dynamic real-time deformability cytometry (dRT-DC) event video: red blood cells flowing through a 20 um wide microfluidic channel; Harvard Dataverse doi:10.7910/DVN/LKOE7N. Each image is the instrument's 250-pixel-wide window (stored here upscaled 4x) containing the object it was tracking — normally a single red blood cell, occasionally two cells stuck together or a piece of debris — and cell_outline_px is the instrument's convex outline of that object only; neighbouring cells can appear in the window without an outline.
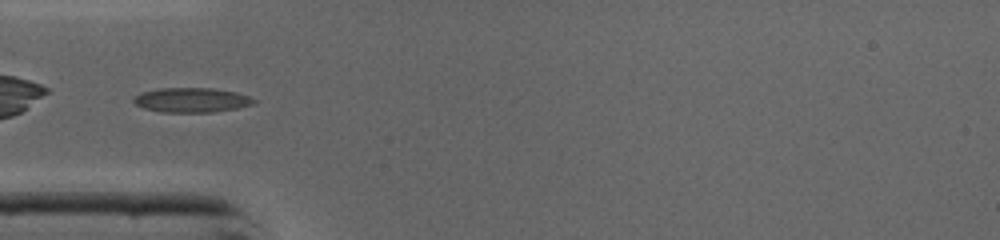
{"species": "common noctule bat (a hibernating species)", "species_latin": "Nyctalus noctula", "temperature_condition": "cold", "stored_images_in_passage": 31, "camera_frame_rate_fps": 3000, "um_per_image_px": 0.085, "animal": {"sex": "male", "body_mass_g": 19.0, "forearm_length_mm": 50.8}, "frame": {"image": 1, "passage_image": 1, "time_ms": 0.0, "image_size_px": [1000, 240], "cell_outline_px": [[256, 104], [236, 108], [212, 112], [160, 112], [144, 108], [136, 104], [132, 100], [140, 92], [156, 88], [212, 88], [236, 92], [248, 96], [256, 100]], "centroid_in_image_um": [16.28, 8.5], "position_along_channel_um": 68.7, "area_um2": 17.28}}
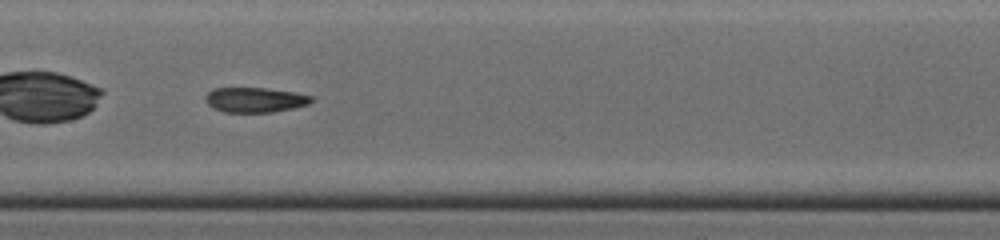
{"frame": {"image": 2, "passage_image": 9, "time_ms": 2.667, "image_size_px": [1000, 240], "cell_outline_px": [[316, 100], [308, 104], [292, 108], [272, 112], [224, 112], [212, 108], [204, 100], [204, 96], [212, 88], [268, 88], [296, 92], [312, 96]], "centroid_in_image_um": [21.67, 8.48], "position_along_channel_um": 185.7, "area_um2": 15.61}}
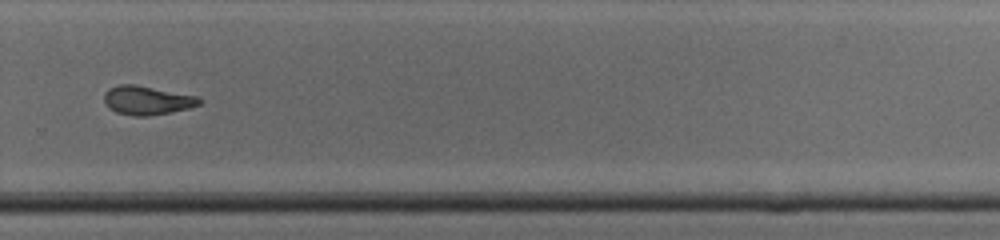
{"frame": {"image": 3, "passage_image": 18, "time_ms": 5.667, "image_size_px": [1000, 240], "cell_outline_px": [[204, 100], [200, 104], [188, 108], [172, 112], [148, 116], [132, 116], [116, 112], [108, 108], [104, 100], [104, 92], [108, 88], [116, 84], [136, 84], [200, 96]], "centroid_in_image_um": [12.51, 8.51], "position_along_channel_um": 317.3, "area_um2": 16.42}}